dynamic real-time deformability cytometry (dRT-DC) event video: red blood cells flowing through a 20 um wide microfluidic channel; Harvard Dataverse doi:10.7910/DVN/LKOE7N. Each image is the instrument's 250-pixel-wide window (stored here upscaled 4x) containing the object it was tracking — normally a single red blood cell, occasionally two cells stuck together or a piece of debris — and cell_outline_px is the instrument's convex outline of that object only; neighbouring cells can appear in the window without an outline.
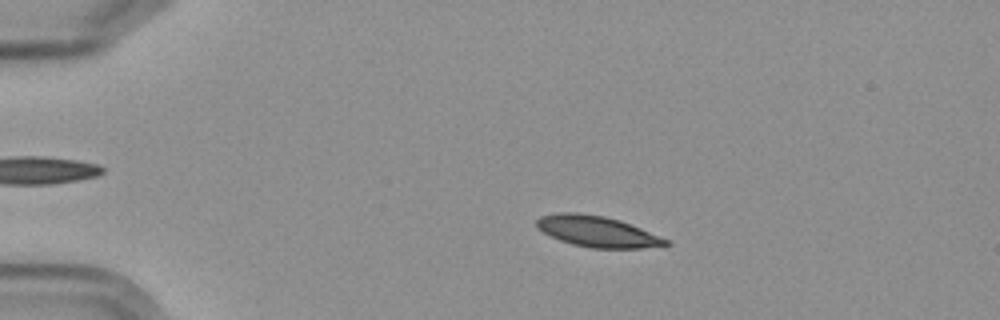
{"species": "Egyptian fruit bat (a non-hibernating species)", "species_latin": "Rousettus aegyptiacus", "temperature_condition": "cold", "stored_images_in_passage": 6, "camera_frame_rate_fps": 3000, "um_per_image_px": 0.085, "frame": {"image": 1, "passage_image": 1, "time_ms": 0.0, "image_size_px": [1000, 320], "cell_outline_px": [[672, 244], [640, 248], [592, 248], [572, 244], [560, 240], [536, 228], [536, 220], [540, 216], [556, 212], [576, 212], [604, 216], [620, 220], [640, 228], [668, 240]], "centroid_in_image_um": [50.72, 19.66], "position_along_channel_um": 34.3, "area_um2": 23.12}}
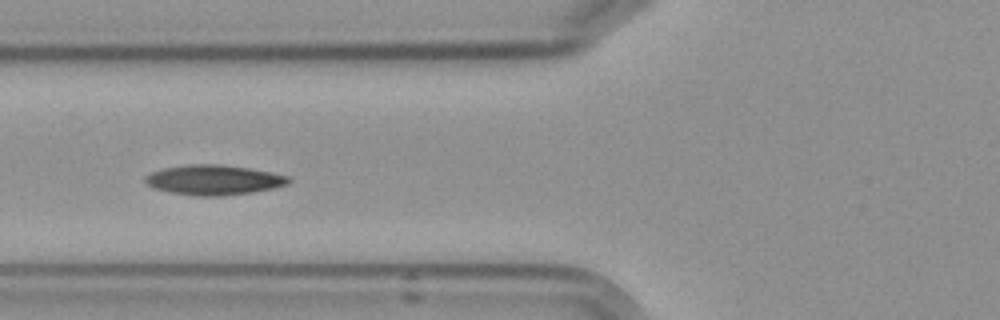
{"frame": {"image": 2, "passage_image": 4, "time_ms": 3.667, "image_size_px": [1000, 320], "cell_outline_px": [[292, 180], [288, 184], [276, 188], [252, 192], [224, 196], [196, 196], [172, 192], [156, 188], [148, 184], [144, 180], [144, 176], [152, 172], [164, 168], [188, 164], [220, 164], [248, 168], [272, 172], [288, 176]], "centroid_in_image_um": [18.22, 15.29], "position_along_channel_um": 107.6, "area_um2": 25.03}}
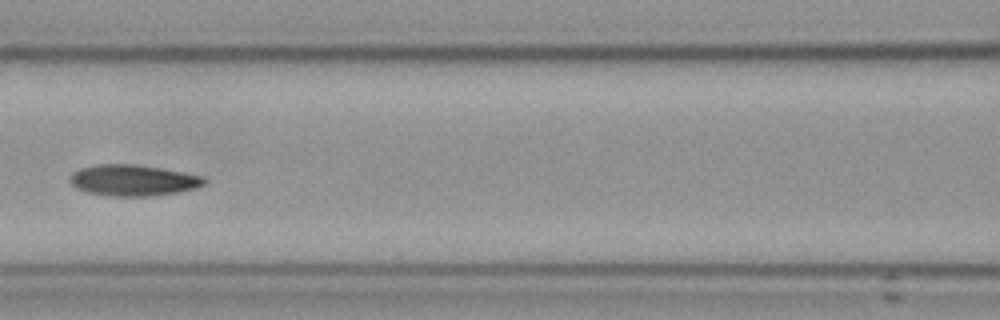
{"frame": {"image": 3, "passage_image": 5, "time_ms": 5.0, "image_size_px": [1000, 320], "cell_outline_px": [[208, 180], [204, 184], [196, 188], [176, 192], [152, 196], [112, 196], [88, 192], [76, 188], [68, 180], [68, 176], [72, 172], [80, 168], [96, 164], [136, 164], [160, 168], [204, 176]], "centroid_in_image_um": [11.29, 15.32], "position_along_channel_um": 155.3, "area_um2": 24.45}}